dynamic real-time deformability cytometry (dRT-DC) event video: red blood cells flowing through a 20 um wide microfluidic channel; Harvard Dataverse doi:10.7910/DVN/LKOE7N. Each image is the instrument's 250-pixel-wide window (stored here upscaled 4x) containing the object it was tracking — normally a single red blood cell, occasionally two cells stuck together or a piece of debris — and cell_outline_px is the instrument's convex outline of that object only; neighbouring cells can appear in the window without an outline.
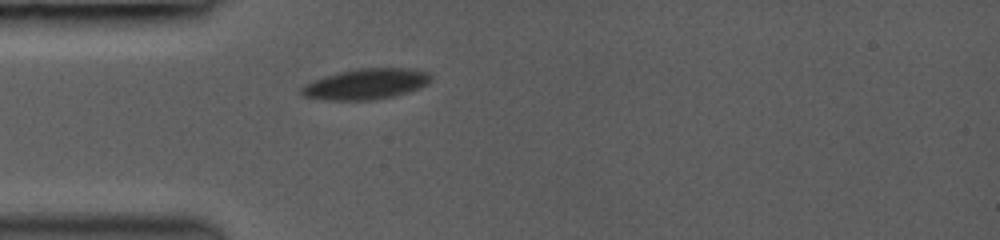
{"species": "common noctule bat (a hibernating species)", "species_latin": "Nyctalus noctula", "temperature_condition": "room temperature", "stored_images_in_passage": 1, "camera_frame_rate_fps": 3000, "um_per_image_px": 0.085, "animal": {"sex": "female", "body_mass_g": 19.0, "forearm_length_mm": 53.3}, "frame": {"image": 1, "passage_image": 1, "time_ms": 0.0, "image_size_px": [1000, 240], "cell_outline_px": [[432, 80], [428, 84], [420, 88], [408, 92], [392, 96], [372, 100], [324, 100], [304, 96], [300, 92], [300, 88], [304, 84], [312, 80], [324, 76], [356, 68], [408, 68], [428, 72], [432, 76]], "centroid_in_image_um": [31.11, 7.14], "position_along_channel_um": 53.9, "area_um2": 23.29}}